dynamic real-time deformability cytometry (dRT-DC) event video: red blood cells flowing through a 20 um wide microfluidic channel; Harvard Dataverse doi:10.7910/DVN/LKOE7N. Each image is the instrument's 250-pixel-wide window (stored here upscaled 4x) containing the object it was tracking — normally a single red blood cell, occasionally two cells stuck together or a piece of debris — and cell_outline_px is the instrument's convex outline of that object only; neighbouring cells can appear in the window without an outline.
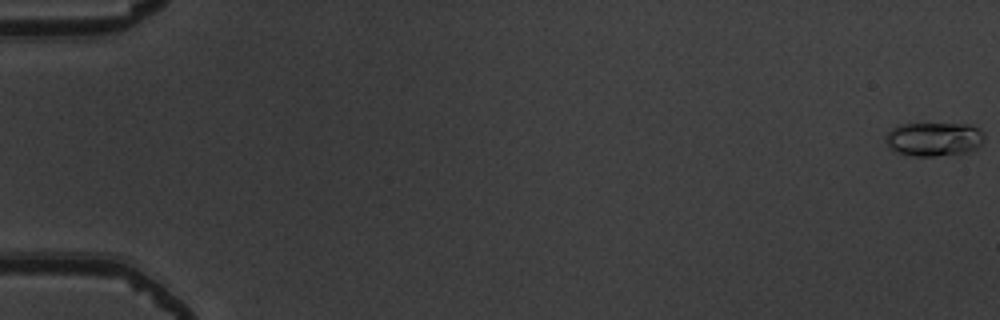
{"species": "common noctule bat (a hibernating species)", "species_latin": "Nyctalus noctula", "temperature_condition": "warm", "stored_images_in_passage": 54, "camera_frame_rate_fps": 3000, "um_per_image_px": 0.085, "animal": {"sex": "male", "body_mass_g": 19.5, "forearm_length_mm": 54.6}, "frame": {"image": 1, "passage_image": 1, "time_ms": 0.0, "image_size_px": [1000, 320], "cell_outline_px": [[984, 140], [976, 148], [968, 152], [936, 156], [912, 156], [896, 152], [888, 148], [884, 140], [884, 136], [892, 128], [900, 124], [968, 124], [980, 128], [984, 132]], "centroid_in_image_um": [79.36, 11.83], "position_along_channel_um": 5.6, "area_um2": 19.77}}
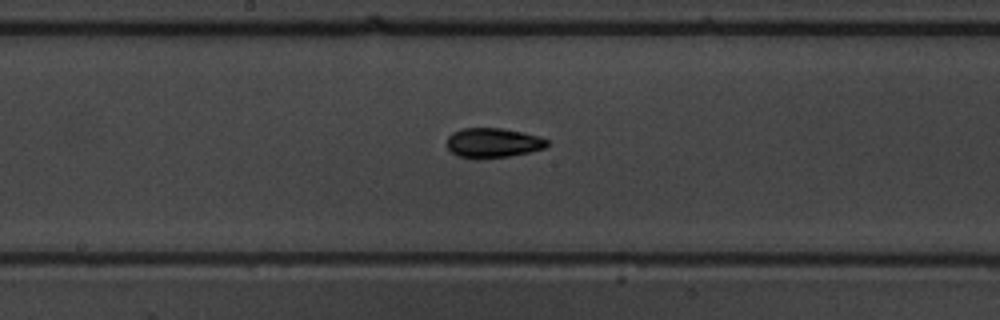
{"frame": {"image": 2, "passage_image": 30, "time_ms": 9.667, "image_size_px": [1000, 320], "cell_outline_px": [[548, 144], [544, 148], [528, 152], [508, 156], [480, 160], [456, 156], [448, 148], [448, 136], [452, 132], [460, 128], [500, 128], [540, 136], [548, 140]], "centroid_in_image_um": [41.86, 12.15], "position_along_channel_um": 206.3, "area_um2": 17.46}}
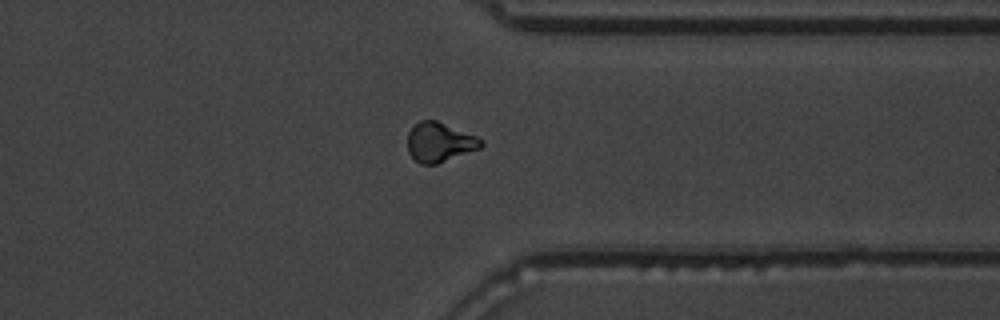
{"frame": {"image": 3, "passage_image": 43, "time_ms": 14.0, "image_size_px": [1000, 320], "cell_outline_px": [[484, 144], [480, 148], [436, 164], [420, 164], [408, 152], [408, 132], [420, 120], [436, 120], [476, 136], [484, 140]], "centroid_in_image_um": [37.37, 12.08], "position_along_channel_um": 374.0, "area_um2": 16.7}, "authors_computed_cell_mechanics": {"area_um2": 16.5886, "velocity_mm_per_s": 3.9146, "shape_relaxation_time_tau1_ms": 4.0444, "shape_relaxation_time_tau2_ms": 3.582, "deformation_change_tau1": 0.1563, "deformation_change_tau2": 0.0827}}